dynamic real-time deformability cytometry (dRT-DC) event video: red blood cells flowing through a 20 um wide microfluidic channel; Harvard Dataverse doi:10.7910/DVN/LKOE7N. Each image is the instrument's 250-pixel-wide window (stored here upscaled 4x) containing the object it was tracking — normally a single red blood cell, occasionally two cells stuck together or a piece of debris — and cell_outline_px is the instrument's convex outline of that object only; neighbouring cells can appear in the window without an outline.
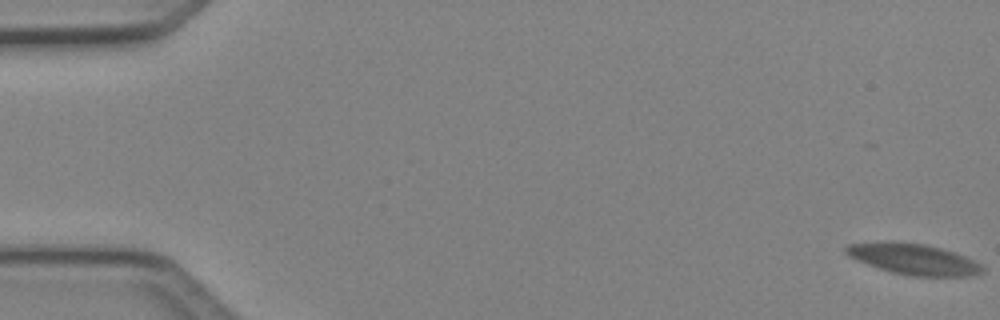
{"species": "Egyptian fruit bat (a non-hibernating species)", "species_latin": "Rousettus aegyptiacus", "temperature_condition": "cold", "stored_images_in_passage": 24, "camera_frame_rate_fps": 3000, "um_per_image_px": 0.085, "animal": {"sex": "female"}, "frame": {"image": 1, "passage_image": 1, "time_ms": 0.0, "image_size_px": [1000, 320], "cell_outline_px": [[984, 272], [972, 276], [912, 276], [892, 272], [880, 268], [848, 256], [844, 252], [844, 248], [848, 244], [924, 244], [956, 252], [980, 264], [984, 268]], "centroid_in_image_um": [77.75, 22.07], "position_along_channel_um": 7.2, "area_um2": 23.47}}
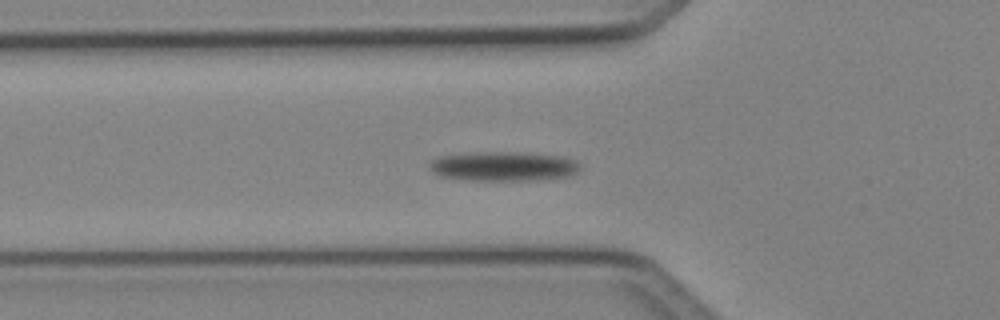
{"frame": {"image": 2, "passage_image": 20, "time_ms": 6.333, "image_size_px": [1000, 320], "cell_outline_px": [[580, 168], [572, 176], [536, 180], [464, 180], [440, 176], [432, 172], [428, 168], [432, 160], [440, 156], [476, 152], [516, 152], [560, 156], [576, 160], [580, 164]], "centroid_in_image_um": [42.79, 14.14], "position_along_channel_um": 83.0, "area_um2": 25.95}}
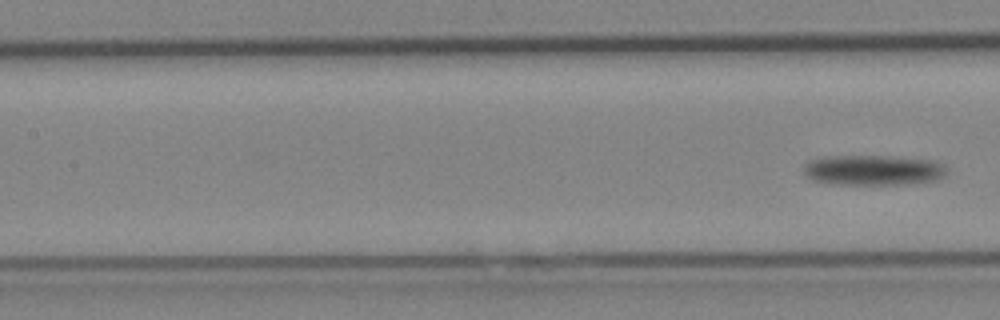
{"frame": {"image": 3, "passage_image": 24, "time_ms": 7.667, "image_size_px": [1000, 320], "cell_outline_px": [[948, 172], [940, 180], [908, 184], [844, 184], [812, 180], [804, 172], [804, 168], [808, 160], [828, 156], [880, 156], [936, 160], [948, 168]], "centroid_in_image_um": [74.31, 14.46], "position_along_channel_um": 133.1, "area_um2": 25.26}}